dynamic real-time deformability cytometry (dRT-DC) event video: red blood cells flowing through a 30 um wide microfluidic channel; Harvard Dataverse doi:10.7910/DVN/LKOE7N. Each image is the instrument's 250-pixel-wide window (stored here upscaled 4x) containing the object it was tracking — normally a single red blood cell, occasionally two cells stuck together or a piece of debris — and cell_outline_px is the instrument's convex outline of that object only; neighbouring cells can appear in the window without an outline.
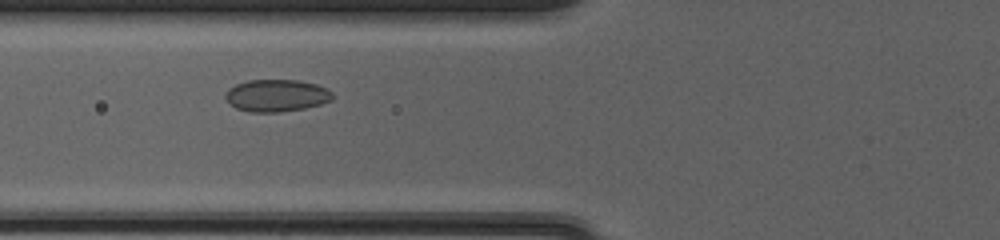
{"species": "common noctule bat (a hibernating species)", "species_latin": "Nyctalus noctula", "temperature_condition": "cold", "stored_images_in_passage": 38, "camera_frame_rate_fps": 3000, "um_per_image_px": 0.085, "animal": {"sex": "female", "body_mass_g": 20.0, "forearm_length_mm": 54.0}, "frame": {"image": 1, "passage_image": 8, "time_ms": 2.333, "image_size_px": [1000, 240], "cell_outline_px": [[332, 100], [320, 104], [304, 108], [276, 112], [252, 112], [236, 108], [224, 96], [228, 88], [236, 84], [248, 80], [296, 80], [316, 84], [328, 88], [332, 92]], "centroid_in_image_um": [23.51, 8.11], "position_along_channel_um": 102.3, "area_um2": 19.94}}
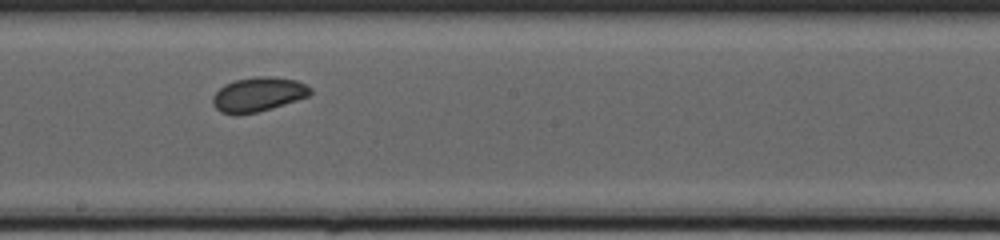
{"frame": {"image": 2, "passage_image": 17, "time_ms": 5.333, "image_size_px": [1000, 240], "cell_outline_px": [[312, 92], [308, 96], [296, 100], [256, 112], [236, 116], [220, 112], [212, 104], [212, 96], [224, 84], [236, 80], [256, 76], [268, 76], [296, 80], [312, 88]], "centroid_in_image_um": [21.9, 8.03], "position_along_channel_um": 226.3, "area_um2": 19.48}}
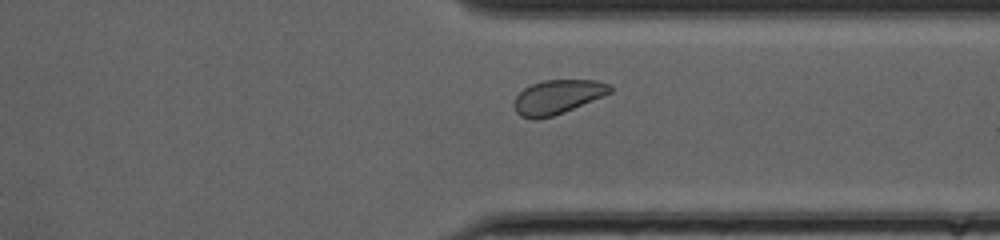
{"frame": {"image": 3, "passage_image": 27, "time_ms": 8.667, "image_size_px": [1000, 240], "cell_outline_px": [[612, 92], [604, 96], [564, 112], [552, 116], [536, 120], [532, 120], [520, 116], [516, 112], [512, 104], [516, 96], [524, 88], [532, 84], [544, 80], [596, 80], [612, 84]], "centroid_in_image_um": [47.39, 8.24], "position_along_channel_um": 364.0, "area_um2": 19.31}, "authors_computed_cell_mechanics": {"area_um2": 19.6231, "velocity_mm_per_s": 4.1286, "shape_relaxation_time_tau1_ms": 6.1731, "shape_relaxation_time_tau2_ms": 6.2882, "deformation_change_tau1": 0.0937, "deformation_change_tau2": 0.0836}}